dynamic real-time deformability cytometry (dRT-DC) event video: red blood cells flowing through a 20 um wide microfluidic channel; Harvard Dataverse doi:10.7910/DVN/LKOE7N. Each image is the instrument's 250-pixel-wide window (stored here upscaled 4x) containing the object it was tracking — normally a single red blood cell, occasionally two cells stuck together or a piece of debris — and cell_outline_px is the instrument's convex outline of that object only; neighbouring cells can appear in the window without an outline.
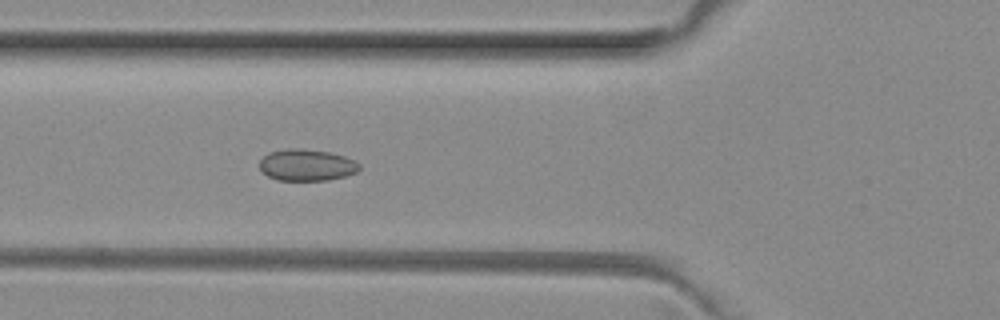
{"species": "common noctule bat (a hibernating species)", "species_latin": "Nyctalus noctula", "temperature_condition": "room temperature", "stored_images_in_passage": 3, "camera_frame_rate_fps": 3000, "um_per_image_px": 0.085, "animal": {"sex": "female", "body_mass_g": 29.2, "forearm_length_mm": 56.3}, "frame": {"image": 1, "passage_image": 2, "time_ms": 0.333, "image_size_px": [1000, 320], "cell_outline_px": [[360, 168], [356, 172], [344, 176], [328, 180], [276, 180], [268, 176], [260, 168], [260, 160], [268, 152], [288, 148], [304, 148], [328, 152], [344, 156], [356, 160], [360, 164]], "centroid_in_image_um": [26.07, 14.02], "position_along_channel_um": 99.7, "area_um2": 18.44}}